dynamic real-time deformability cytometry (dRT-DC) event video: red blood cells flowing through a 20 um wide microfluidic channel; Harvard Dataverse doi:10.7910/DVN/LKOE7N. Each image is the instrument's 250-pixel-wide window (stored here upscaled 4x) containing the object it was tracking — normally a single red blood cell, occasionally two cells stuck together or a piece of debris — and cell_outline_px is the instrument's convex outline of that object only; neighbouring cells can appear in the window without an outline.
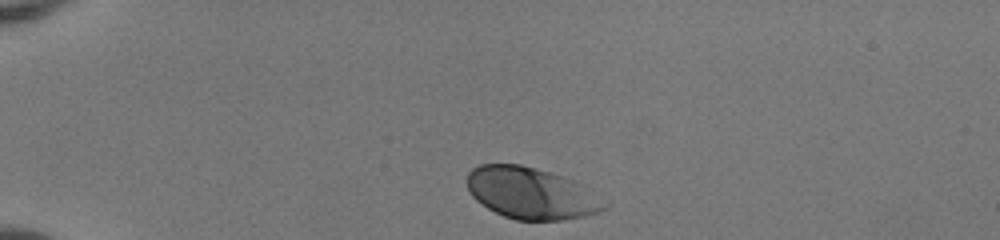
{"species": "human", "species_latin": "Homo sapiens", "temperature_condition": "room temperature", "stored_images_in_passage": 34, "camera_frame_rate_fps": 3000, "um_per_image_px": 0.085, "donor": {"sex": "female"}, "frame": {"image": 1, "passage_image": 1, "time_ms": 0.0, "image_size_px": [1000, 240], "cell_outline_px": [[612, 204], [608, 208], [600, 212], [584, 216], [564, 220], [516, 220], [504, 216], [488, 208], [476, 200], [468, 192], [468, 172], [472, 168], [480, 164], [520, 164], [564, 176], [584, 184]], "centroid_in_image_um": [45.23, 16.43], "position_along_channel_um": 39.8, "area_um2": 41.85}}
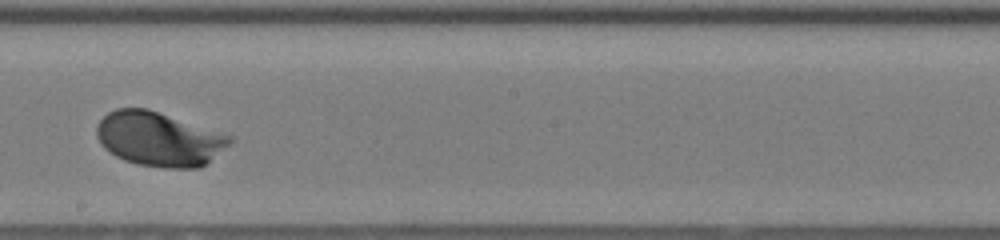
{"frame": {"image": 2, "passage_image": 20, "time_ms": 6.333, "image_size_px": [1000, 240], "cell_outline_px": [[232, 140], [228, 144], [200, 168], [164, 168], [136, 164], [124, 160], [116, 156], [104, 148], [100, 144], [96, 136], [96, 124], [108, 112], [116, 108], [148, 108], [232, 136]], "centroid_in_image_um": [13.45, 11.81], "position_along_channel_um": 234.7, "area_um2": 41.96}}
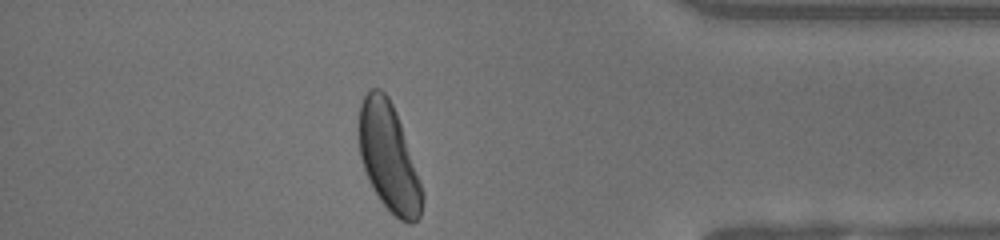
{"frame": {"image": 3, "passage_image": 34, "time_ms": 11.0, "image_size_px": [1000, 240], "cell_outline_px": [[424, 200], [420, 216], [412, 224], [400, 220], [380, 200], [368, 180], [360, 156], [356, 128], [360, 104], [364, 96], [372, 88], [380, 88], [388, 96], [396, 112], [424, 192]], "centroid_in_image_um": [33.01, 13.36], "position_along_channel_um": 402.2, "area_um2": 39.88}, "authors_computed_cell_mechanics": {"area_um2": 41.0091, "velocity_mm_per_s": 4.0448, "shape_relaxation_time_tau1_ms": 1.742, "shape_relaxation_time_tau2_ms": null, "deformation_change_tau1": 0.1388, "deformation_change_tau2": null}}